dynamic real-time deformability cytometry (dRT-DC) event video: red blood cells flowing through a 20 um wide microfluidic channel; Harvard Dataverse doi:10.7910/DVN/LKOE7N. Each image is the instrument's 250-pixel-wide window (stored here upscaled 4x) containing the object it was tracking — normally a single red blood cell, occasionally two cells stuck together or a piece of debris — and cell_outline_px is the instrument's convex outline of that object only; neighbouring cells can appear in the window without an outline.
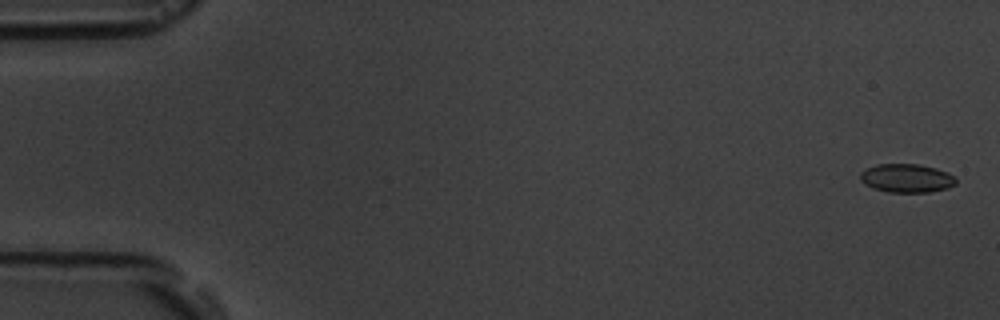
{"species": "common noctule bat (a hibernating species)", "species_latin": "Nyctalus noctula", "temperature_condition": "room temperature", "stored_images_in_passage": 5, "camera_frame_rate_fps": 3000, "um_per_image_px": 0.085, "animal": {"sex": "male", "body_mass_g": 19.5, "forearm_length_mm": 54.6}, "frame": {"image": 1, "passage_image": 1, "time_ms": 0.0, "image_size_px": [1000, 320], "cell_outline_px": [[956, 184], [948, 188], [928, 192], [888, 192], [872, 188], [864, 184], [860, 180], [860, 172], [876, 164], [920, 164], [936, 168], [948, 172], [956, 176]], "centroid_in_image_um": [77.08, 15.14], "position_along_channel_um": 7.9, "area_um2": 16.13}}